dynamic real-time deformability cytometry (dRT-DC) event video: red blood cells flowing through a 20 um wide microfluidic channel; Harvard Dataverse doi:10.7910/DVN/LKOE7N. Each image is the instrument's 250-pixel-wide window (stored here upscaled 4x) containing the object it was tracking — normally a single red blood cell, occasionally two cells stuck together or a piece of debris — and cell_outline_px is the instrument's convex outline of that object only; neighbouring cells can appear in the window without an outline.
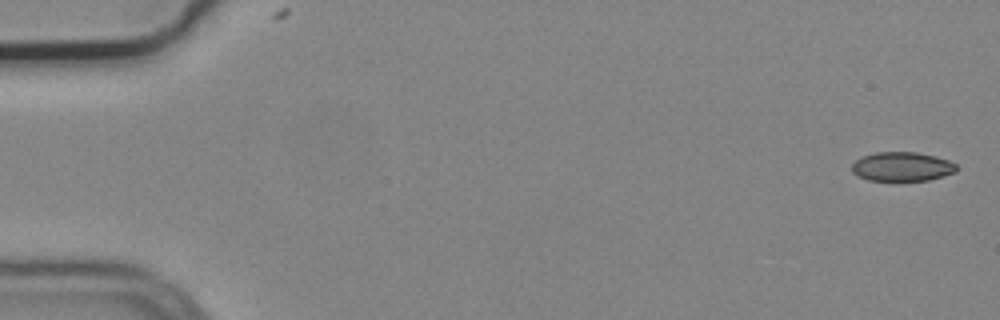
{"species": "common noctule bat (a hibernating species)", "species_latin": "Nyctalus noctula", "temperature_condition": "cold", "stored_images_in_passage": 7, "camera_frame_rate_fps": 3000, "um_per_image_px": 0.085, "animal": {"sex": "male", "body_mass_g": 19.2, "forearm_length_mm": 51.8}, "frame": {"image": 1, "passage_image": 1, "time_ms": 0.0, "image_size_px": [1000, 320], "cell_outline_px": [[960, 168], [956, 172], [944, 176], [928, 180], [868, 180], [856, 176], [852, 172], [852, 164], [860, 156], [876, 152], [916, 152], [936, 156], [948, 160], [956, 164]], "centroid_in_image_um": [76.68, 14.15], "position_along_channel_um": 8.3, "area_um2": 17.98}}
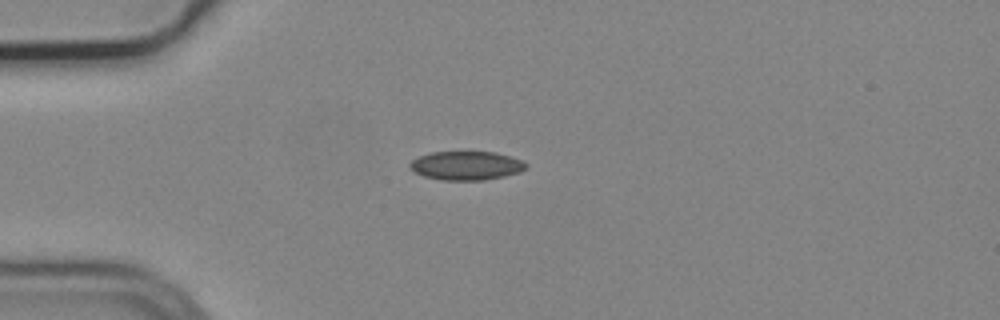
{"frame": {"image": 2, "passage_image": 5, "time_ms": 1.333, "image_size_px": [1000, 320], "cell_outline_px": [[528, 168], [520, 172], [504, 176], [484, 180], [440, 180], [424, 176], [416, 172], [408, 164], [412, 160], [420, 156], [432, 152], [496, 152], [524, 160], [528, 164]], "centroid_in_image_um": [39.7, 14.07], "position_along_channel_um": 45.3, "area_um2": 19.54}}
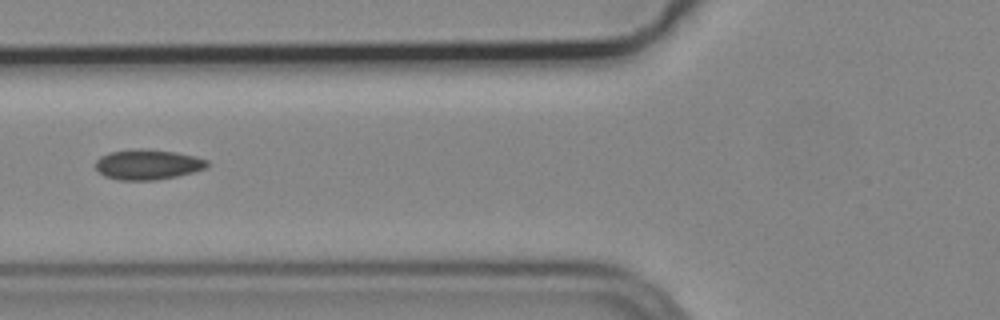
{"frame": {"image": 3, "passage_image": 7, "time_ms": 2.0, "image_size_px": [1000, 320], "cell_outline_px": [[208, 168], [176, 176], [152, 180], [120, 180], [104, 176], [96, 168], [96, 160], [100, 156], [108, 152], [136, 148], [148, 148], [176, 152], [196, 156], [208, 160]], "centroid_in_image_um": [12.56, 13.96], "position_along_channel_um": 113.2, "area_um2": 19.83}}